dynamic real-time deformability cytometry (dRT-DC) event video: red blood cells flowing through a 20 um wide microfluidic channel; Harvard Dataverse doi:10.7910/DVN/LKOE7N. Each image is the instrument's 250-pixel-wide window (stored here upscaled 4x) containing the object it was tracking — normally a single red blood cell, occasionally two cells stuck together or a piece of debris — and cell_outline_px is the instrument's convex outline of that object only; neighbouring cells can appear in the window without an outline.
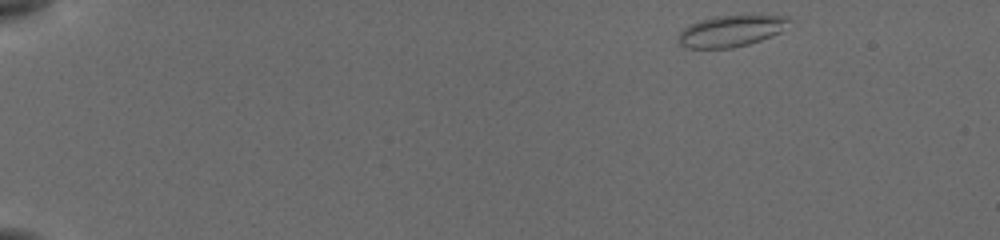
{"species": "common noctule bat (a hibernating species)", "species_latin": "Nyctalus noctula", "temperature_condition": "cold", "stored_images_in_passage": 48, "camera_frame_rate_fps": 3000, "um_per_image_px": 0.085, "animal": {"sex": "female", "body_mass_g": 19.5, "forearm_length_mm": 54.1}, "frame": {"image": 1, "passage_image": 1, "time_ms": 0.0, "image_size_px": [1000, 240], "cell_outline_px": [[792, 20], [780, 32], [760, 40], [748, 44], [732, 48], [684, 48], [676, 40], [680, 32], [684, 28], [700, 20], [716, 16], [788, 16]], "centroid_in_image_um": [62.1, 2.65], "position_along_channel_um": 22.9, "area_um2": 20.0}}
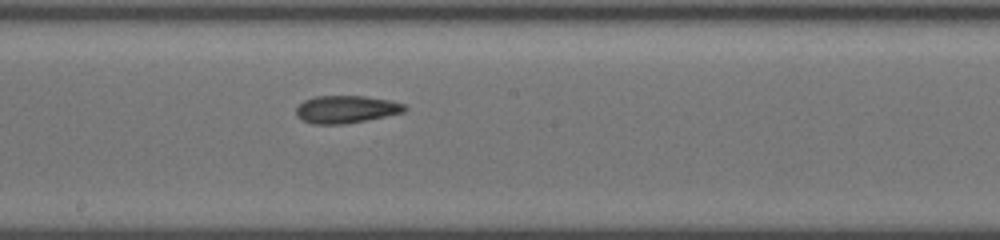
{"frame": {"image": 2, "passage_image": 26, "time_ms": 8.333, "image_size_px": [1000, 240], "cell_outline_px": [[408, 108], [404, 112], [344, 124], [312, 124], [300, 120], [296, 116], [296, 108], [304, 100], [316, 96], [364, 96], [388, 100], [404, 104]], "centroid_in_image_um": [29.37, 9.29], "position_along_channel_um": 218.8, "area_um2": 17.34}}
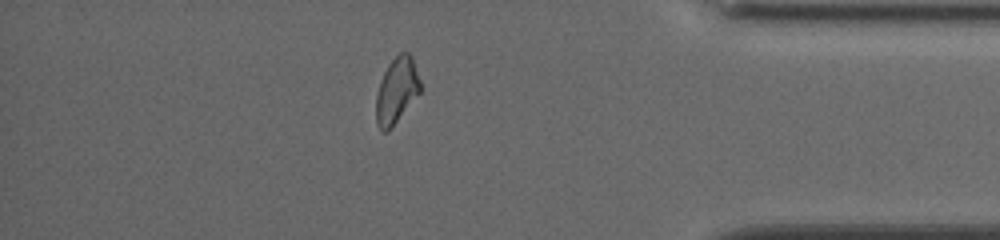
{"frame": {"image": 3, "passage_image": 42, "time_ms": 13.667, "image_size_px": [1000, 240], "cell_outline_px": [[420, 92], [392, 128], [388, 132], [384, 132], [376, 124], [376, 96], [380, 80], [388, 64], [400, 52], [408, 52], [412, 56], [420, 80]], "centroid_in_image_um": [33.7, 7.7], "position_along_channel_um": 401.5, "area_um2": 16.99}, "authors_computed_cell_mechanics": {"area_um2": 17.6868, "velocity_mm_per_s": 3.863, "shape_relaxation_time_tau1_ms": 3.846, "shape_relaxation_time_tau2_ms": 2.2155, "deformation_change_tau1": 0.1035, "deformation_change_tau2": 0.0905}}